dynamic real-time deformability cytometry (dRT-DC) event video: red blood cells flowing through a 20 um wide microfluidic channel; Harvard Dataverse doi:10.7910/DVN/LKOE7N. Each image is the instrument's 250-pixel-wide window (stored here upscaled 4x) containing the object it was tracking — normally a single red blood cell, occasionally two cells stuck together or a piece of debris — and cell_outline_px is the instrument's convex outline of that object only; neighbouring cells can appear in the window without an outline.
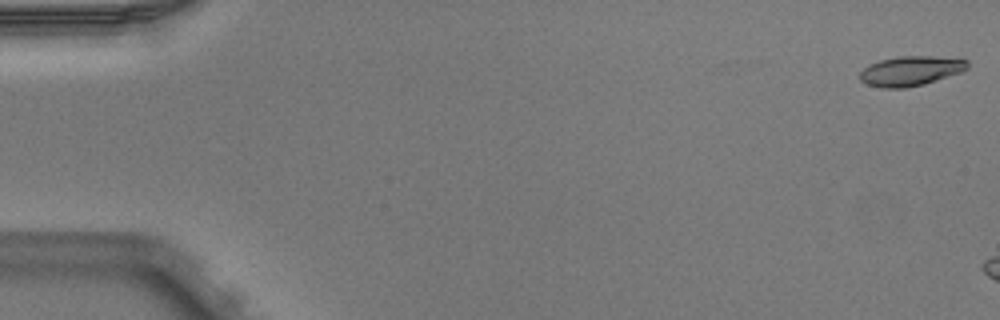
{"species": "Egyptian fruit bat (a non-hibernating species)", "species_latin": "Rousettus aegyptiacus", "temperature_condition": "warm", "stored_images_in_passage": 3, "camera_frame_rate_fps": 3000, "um_per_image_px": 0.085, "animal": {"sex": "male"}, "frame": {"image": 1, "passage_image": 1, "time_ms": 0.0, "image_size_px": [1000, 320], "cell_outline_px": [[968, 68], [960, 72], [924, 84], [904, 88], [880, 88], [868, 84], [860, 80], [860, 72], [864, 68], [880, 60], [900, 56], [932, 56], [968, 60]], "centroid_in_image_um": [77.4, 6.03], "position_along_channel_um": 7.6, "area_um2": 18.38}}